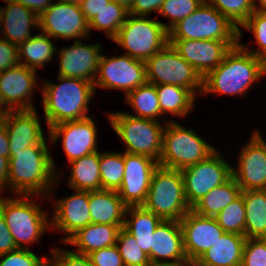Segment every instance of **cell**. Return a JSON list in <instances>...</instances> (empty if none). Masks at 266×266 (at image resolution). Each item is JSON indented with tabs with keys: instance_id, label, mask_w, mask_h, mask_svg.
<instances>
[{
	"instance_id": "cell-1",
	"label": "cell",
	"mask_w": 266,
	"mask_h": 266,
	"mask_svg": "<svg viewBox=\"0 0 266 266\" xmlns=\"http://www.w3.org/2000/svg\"><path fill=\"white\" fill-rule=\"evenodd\" d=\"M266 74V62L245 50L240 42L224 56L218 67L203 78V92L242 95Z\"/></svg>"
},
{
	"instance_id": "cell-2",
	"label": "cell",
	"mask_w": 266,
	"mask_h": 266,
	"mask_svg": "<svg viewBox=\"0 0 266 266\" xmlns=\"http://www.w3.org/2000/svg\"><path fill=\"white\" fill-rule=\"evenodd\" d=\"M48 151L46 144H37L10 153L8 186L15 195L42 196L51 191L56 174L55 163Z\"/></svg>"
},
{
	"instance_id": "cell-3",
	"label": "cell",
	"mask_w": 266,
	"mask_h": 266,
	"mask_svg": "<svg viewBox=\"0 0 266 266\" xmlns=\"http://www.w3.org/2000/svg\"><path fill=\"white\" fill-rule=\"evenodd\" d=\"M60 84L44 83L43 105L48 128L59 123L88 118V102L95 91L94 83L58 76Z\"/></svg>"
},
{
	"instance_id": "cell-4",
	"label": "cell",
	"mask_w": 266,
	"mask_h": 266,
	"mask_svg": "<svg viewBox=\"0 0 266 266\" xmlns=\"http://www.w3.org/2000/svg\"><path fill=\"white\" fill-rule=\"evenodd\" d=\"M142 206L163 220L180 221L191 210L185 197L181 171L158 166L152 174Z\"/></svg>"
},
{
	"instance_id": "cell-5",
	"label": "cell",
	"mask_w": 266,
	"mask_h": 266,
	"mask_svg": "<svg viewBox=\"0 0 266 266\" xmlns=\"http://www.w3.org/2000/svg\"><path fill=\"white\" fill-rule=\"evenodd\" d=\"M239 41V29L215 7L202 5L168 31V40Z\"/></svg>"
},
{
	"instance_id": "cell-6",
	"label": "cell",
	"mask_w": 266,
	"mask_h": 266,
	"mask_svg": "<svg viewBox=\"0 0 266 266\" xmlns=\"http://www.w3.org/2000/svg\"><path fill=\"white\" fill-rule=\"evenodd\" d=\"M216 150L197 136L174 121H169L163 132L162 152L159 166L182 170L207 159Z\"/></svg>"
},
{
	"instance_id": "cell-7",
	"label": "cell",
	"mask_w": 266,
	"mask_h": 266,
	"mask_svg": "<svg viewBox=\"0 0 266 266\" xmlns=\"http://www.w3.org/2000/svg\"><path fill=\"white\" fill-rule=\"evenodd\" d=\"M112 40L127 50L125 55L146 61L168 43V25L146 16L128 14Z\"/></svg>"
},
{
	"instance_id": "cell-8",
	"label": "cell",
	"mask_w": 266,
	"mask_h": 266,
	"mask_svg": "<svg viewBox=\"0 0 266 266\" xmlns=\"http://www.w3.org/2000/svg\"><path fill=\"white\" fill-rule=\"evenodd\" d=\"M108 115L114 131L127 145L125 152L144 155L159 162L165 129L159 121L121 112Z\"/></svg>"
},
{
	"instance_id": "cell-9",
	"label": "cell",
	"mask_w": 266,
	"mask_h": 266,
	"mask_svg": "<svg viewBox=\"0 0 266 266\" xmlns=\"http://www.w3.org/2000/svg\"><path fill=\"white\" fill-rule=\"evenodd\" d=\"M146 81L154 85H176L203 93V78L167 43L159 52L145 61Z\"/></svg>"
},
{
	"instance_id": "cell-10",
	"label": "cell",
	"mask_w": 266,
	"mask_h": 266,
	"mask_svg": "<svg viewBox=\"0 0 266 266\" xmlns=\"http://www.w3.org/2000/svg\"><path fill=\"white\" fill-rule=\"evenodd\" d=\"M30 195L22 198L3 199L0 196V211L10 230L17 248L24 249V243L36 242L41 234L50 227L45 212L38 205L29 201ZM28 199V200H27Z\"/></svg>"
},
{
	"instance_id": "cell-11",
	"label": "cell",
	"mask_w": 266,
	"mask_h": 266,
	"mask_svg": "<svg viewBox=\"0 0 266 266\" xmlns=\"http://www.w3.org/2000/svg\"><path fill=\"white\" fill-rule=\"evenodd\" d=\"M215 151L207 159L181 171L187 203L192 207L212 189L232 176V166Z\"/></svg>"
},
{
	"instance_id": "cell-12",
	"label": "cell",
	"mask_w": 266,
	"mask_h": 266,
	"mask_svg": "<svg viewBox=\"0 0 266 266\" xmlns=\"http://www.w3.org/2000/svg\"><path fill=\"white\" fill-rule=\"evenodd\" d=\"M97 79L94 86L106 89H122L125 95L144 85L146 81L145 61L129 55L106 58L101 55Z\"/></svg>"
},
{
	"instance_id": "cell-13",
	"label": "cell",
	"mask_w": 266,
	"mask_h": 266,
	"mask_svg": "<svg viewBox=\"0 0 266 266\" xmlns=\"http://www.w3.org/2000/svg\"><path fill=\"white\" fill-rule=\"evenodd\" d=\"M38 28L51 38H78L89 36V22L81 7L63 2L52 3L39 17Z\"/></svg>"
},
{
	"instance_id": "cell-14",
	"label": "cell",
	"mask_w": 266,
	"mask_h": 266,
	"mask_svg": "<svg viewBox=\"0 0 266 266\" xmlns=\"http://www.w3.org/2000/svg\"><path fill=\"white\" fill-rule=\"evenodd\" d=\"M124 165L123 181L117 192L127 207L142 206L148 195L152 174L159 164L150 157L125 152Z\"/></svg>"
},
{
	"instance_id": "cell-15",
	"label": "cell",
	"mask_w": 266,
	"mask_h": 266,
	"mask_svg": "<svg viewBox=\"0 0 266 266\" xmlns=\"http://www.w3.org/2000/svg\"><path fill=\"white\" fill-rule=\"evenodd\" d=\"M237 169L232 176L241 191L266 190V143L258 130L241 150Z\"/></svg>"
},
{
	"instance_id": "cell-16",
	"label": "cell",
	"mask_w": 266,
	"mask_h": 266,
	"mask_svg": "<svg viewBox=\"0 0 266 266\" xmlns=\"http://www.w3.org/2000/svg\"><path fill=\"white\" fill-rule=\"evenodd\" d=\"M184 251L189 263H195L225 231L214 217H206L189 210L180 220Z\"/></svg>"
},
{
	"instance_id": "cell-17",
	"label": "cell",
	"mask_w": 266,
	"mask_h": 266,
	"mask_svg": "<svg viewBox=\"0 0 266 266\" xmlns=\"http://www.w3.org/2000/svg\"><path fill=\"white\" fill-rule=\"evenodd\" d=\"M168 43L204 78L220 65L226 53L239 41L185 39L168 40Z\"/></svg>"
},
{
	"instance_id": "cell-18",
	"label": "cell",
	"mask_w": 266,
	"mask_h": 266,
	"mask_svg": "<svg viewBox=\"0 0 266 266\" xmlns=\"http://www.w3.org/2000/svg\"><path fill=\"white\" fill-rule=\"evenodd\" d=\"M49 134L53 143L62 137L63 149L69 163L98 151L96 125L91 117L59 123L49 129Z\"/></svg>"
},
{
	"instance_id": "cell-19",
	"label": "cell",
	"mask_w": 266,
	"mask_h": 266,
	"mask_svg": "<svg viewBox=\"0 0 266 266\" xmlns=\"http://www.w3.org/2000/svg\"><path fill=\"white\" fill-rule=\"evenodd\" d=\"M35 76V70L21 64L0 73L1 97L10 111L35 109L29 98L37 85Z\"/></svg>"
},
{
	"instance_id": "cell-20",
	"label": "cell",
	"mask_w": 266,
	"mask_h": 266,
	"mask_svg": "<svg viewBox=\"0 0 266 266\" xmlns=\"http://www.w3.org/2000/svg\"><path fill=\"white\" fill-rule=\"evenodd\" d=\"M100 45H83L76 40L73 46L60 50L59 76L94 82L101 58Z\"/></svg>"
},
{
	"instance_id": "cell-21",
	"label": "cell",
	"mask_w": 266,
	"mask_h": 266,
	"mask_svg": "<svg viewBox=\"0 0 266 266\" xmlns=\"http://www.w3.org/2000/svg\"><path fill=\"white\" fill-rule=\"evenodd\" d=\"M9 138V151H21L37 144H46L35 109L11 110L3 116Z\"/></svg>"
},
{
	"instance_id": "cell-22",
	"label": "cell",
	"mask_w": 266,
	"mask_h": 266,
	"mask_svg": "<svg viewBox=\"0 0 266 266\" xmlns=\"http://www.w3.org/2000/svg\"><path fill=\"white\" fill-rule=\"evenodd\" d=\"M164 258L173 260L164 261ZM149 259L152 263L190 264L184 251L180 221L163 220L158 225L152 235Z\"/></svg>"
},
{
	"instance_id": "cell-23",
	"label": "cell",
	"mask_w": 266,
	"mask_h": 266,
	"mask_svg": "<svg viewBox=\"0 0 266 266\" xmlns=\"http://www.w3.org/2000/svg\"><path fill=\"white\" fill-rule=\"evenodd\" d=\"M75 192L77 193L55 202L54 219L50 221L53 228L68 234L63 242L91 223L89 191L75 190Z\"/></svg>"
},
{
	"instance_id": "cell-24",
	"label": "cell",
	"mask_w": 266,
	"mask_h": 266,
	"mask_svg": "<svg viewBox=\"0 0 266 266\" xmlns=\"http://www.w3.org/2000/svg\"><path fill=\"white\" fill-rule=\"evenodd\" d=\"M7 2L6 8H0V33L3 25V36L8 42L17 47L31 38V27L38 28V16L29 8L13 0Z\"/></svg>"
},
{
	"instance_id": "cell-25",
	"label": "cell",
	"mask_w": 266,
	"mask_h": 266,
	"mask_svg": "<svg viewBox=\"0 0 266 266\" xmlns=\"http://www.w3.org/2000/svg\"><path fill=\"white\" fill-rule=\"evenodd\" d=\"M126 208L117 191H89L91 223L124 226Z\"/></svg>"
},
{
	"instance_id": "cell-26",
	"label": "cell",
	"mask_w": 266,
	"mask_h": 266,
	"mask_svg": "<svg viewBox=\"0 0 266 266\" xmlns=\"http://www.w3.org/2000/svg\"><path fill=\"white\" fill-rule=\"evenodd\" d=\"M244 235L225 232L197 261L199 266H241Z\"/></svg>"
},
{
	"instance_id": "cell-27",
	"label": "cell",
	"mask_w": 266,
	"mask_h": 266,
	"mask_svg": "<svg viewBox=\"0 0 266 266\" xmlns=\"http://www.w3.org/2000/svg\"><path fill=\"white\" fill-rule=\"evenodd\" d=\"M121 228L123 226L90 223L79 229L65 243L76 246L75 253L88 255L94 250L115 245Z\"/></svg>"
},
{
	"instance_id": "cell-28",
	"label": "cell",
	"mask_w": 266,
	"mask_h": 266,
	"mask_svg": "<svg viewBox=\"0 0 266 266\" xmlns=\"http://www.w3.org/2000/svg\"><path fill=\"white\" fill-rule=\"evenodd\" d=\"M128 213L132 218L128 220L125 217L123 228L136 239L139 247L149 257L153 232L163 219L143 206H129L126 208L125 216Z\"/></svg>"
},
{
	"instance_id": "cell-29",
	"label": "cell",
	"mask_w": 266,
	"mask_h": 266,
	"mask_svg": "<svg viewBox=\"0 0 266 266\" xmlns=\"http://www.w3.org/2000/svg\"><path fill=\"white\" fill-rule=\"evenodd\" d=\"M100 152L83 156L75 161L70 162L72 165L68 184L70 188L82 191L101 190L100 176Z\"/></svg>"
},
{
	"instance_id": "cell-30",
	"label": "cell",
	"mask_w": 266,
	"mask_h": 266,
	"mask_svg": "<svg viewBox=\"0 0 266 266\" xmlns=\"http://www.w3.org/2000/svg\"><path fill=\"white\" fill-rule=\"evenodd\" d=\"M240 195L241 188L238 186L234 177L231 176L225 183L215 187L203 196L191 207V210L199 215L215 218Z\"/></svg>"
},
{
	"instance_id": "cell-31",
	"label": "cell",
	"mask_w": 266,
	"mask_h": 266,
	"mask_svg": "<svg viewBox=\"0 0 266 266\" xmlns=\"http://www.w3.org/2000/svg\"><path fill=\"white\" fill-rule=\"evenodd\" d=\"M245 204V237L266 238V190L241 191Z\"/></svg>"
},
{
	"instance_id": "cell-32",
	"label": "cell",
	"mask_w": 266,
	"mask_h": 266,
	"mask_svg": "<svg viewBox=\"0 0 266 266\" xmlns=\"http://www.w3.org/2000/svg\"><path fill=\"white\" fill-rule=\"evenodd\" d=\"M50 38L46 34L39 33L32 35L31 38L20 44L18 46L19 64L35 71L37 67L42 68L44 63L51 60L57 51ZM22 56L25 59L24 62H21Z\"/></svg>"
},
{
	"instance_id": "cell-33",
	"label": "cell",
	"mask_w": 266,
	"mask_h": 266,
	"mask_svg": "<svg viewBox=\"0 0 266 266\" xmlns=\"http://www.w3.org/2000/svg\"><path fill=\"white\" fill-rule=\"evenodd\" d=\"M156 90L162 114L185 116L195 101V95L181 86L161 84L156 85Z\"/></svg>"
},
{
	"instance_id": "cell-34",
	"label": "cell",
	"mask_w": 266,
	"mask_h": 266,
	"mask_svg": "<svg viewBox=\"0 0 266 266\" xmlns=\"http://www.w3.org/2000/svg\"><path fill=\"white\" fill-rule=\"evenodd\" d=\"M125 99L136 111L132 116L157 121V117L163 115L154 84L146 82L127 93Z\"/></svg>"
},
{
	"instance_id": "cell-35",
	"label": "cell",
	"mask_w": 266,
	"mask_h": 266,
	"mask_svg": "<svg viewBox=\"0 0 266 266\" xmlns=\"http://www.w3.org/2000/svg\"><path fill=\"white\" fill-rule=\"evenodd\" d=\"M99 166L101 190L118 191L125 172L124 153H101Z\"/></svg>"
},
{
	"instance_id": "cell-36",
	"label": "cell",
	"mask_w": 266,
	"mask_h": 266,
	"mask_svg": "<svg viewBox=\"0 0 266 266\" xmlns=\"http://www.w3.org/2000/svg\"><path fill=\"white\" fill-rule=\"evenodd\" d=\"M128 10L112 1L89 21V32L91 28L104 30L110 39H113L121 26L125 23Z\"/></svg>"
},
{
	"instance_id": "cell-37",
	"label": "cell",
	"mask_w": 266,
	"mask_h": 266,
	"mask_svg": "<svg viewBox=\"0 0 266 266\" xmlns=\"http://www.w3.org/2000/svg\"><path fill=\"white\" fill-rule=\"evenodd\" d=\"M212 7H215L224 15L233 25L239 29V41L242 26L253 14L257 7L255 0H205Z\"/></svg>"
},
{
	"instance_id": "cell-38",
	"label": "cell",
	"mask_w": 266,
	"mask_h": 266,
	"mask_svg": "<svg viewBox=\"0 0 266 266\" xmlns=\"http://www.w3.org/2000/svg\"><path fill=\"white\" fill-rule=\"evenodd\" d=\"M215 219L225 232L245 236L246 211L242 194L225 207Z\"/></svg>"
},
{
	"instance_id": "cell-39",
	"label": "cell",
	"mask_w": 266,
	"mask_h": 266,
	"mask_svg": "<svg viewBox=\"0 0 266 266\" xmlns=\"http://www.w3.org/2000/svg\"><path fill=\"white\" fill-rule=\"evenodd\" d=\"M116 245L124 266H147L151 263L148 255L139 247L136 239L124 228L119 230Z\"/></svg>"
},
{
	"instance_id": "cell-40",
	"label": "cell",
	"mask_w": 266,
	"mask_h": 266,
	"mask_svg": "<svg viewBox=\"0 0 266 266\" xmlns=\"http://www.w3.org/2000/svg\"><path fill=\"white\" fill-rule=\"evenodd\" d=\"M205 0H165L159 14L170 18L168 31L179 21L199 8Z\"/></svg>"
},
{
	"instance_id": "cell-41",
	"label": "cell",
	"mask_w": 266,
	"mask_h": 266,
	"mask_svg": "<svg viewBox=\"0 0 266 266\" xmlns=\"http://www.w3.org/2000/svg\"><path fill=\"white\" fill-rule=\"evenodd\" d=\"M242 27L253 32L256 43L262 49L248 50V47L246 48L243 44L240 45L248 52H251L253 55L266 62V14L254 11Z\"/></svg>"
},
{
	"instance_id": "cell-42",
	"label": "cell",
	"mask_w": 266,
	"mask_h": 266,
	"mask_svg": "<svg viewBox=\"0 0 266 266\" xmlns=\"http://www.w3.org/2000/svg\"><path fill=\"white\" fill-rule=\"evenodd\" d=\"M241 266H266V238H246Z\"/></svg>"
},
{
	"instance_id": "cell-43",
	"label": "cell",
	"mask_w": 266,
	"mask_h": 266,
	"mask_svg": "<svg viewBox=\"0 0 266 266\" xmlns=\"http://www.w3.org/2000/svg\"><path fill=\"white\" fill-rule=\"evenodd\" d=\"M0 266H46L49 259H40L28 248L16 249L0 256Z\"/></svg>"
},
{
	"instance_id": "cell-44",
	"label": "cell",
	"mask_w": 266,
	"mask_h": 266,
	"mask_svg": "<svg viewBox=\"0 0 266 266\" xmlns=\"http://www.w3.org/2000/svg\"><path fill=\"white\" fill-rule=\"evenodd\" d=\"M93 266H124L117 245L98 249L88 254Z\"/></svg>"
},
{
	"instance_id": "cell-45",
	"label": "cell",
	"mask_w": 266,
	"mask_h": 266,
	"mask_svg": "<svg viewBox=\"0 0 266 266\" xmlns=\"http://www.w3.org/2000/svg\"><path fill=\"white\" fill-rule=\"evenodd\" d=\"M53 259H49L52 266H93L88 255L53 249Z\"/></svg>"
},
{
	"instance_id": "cell-46",
	"label": "cell",
	"mask_w": 266,
	"mask_h": 266,
	"mask_svg": "<svg viewBox=\"0 0 266 266\" xmlns=\"http://www.w3.org/2000/svg\"><path fill=\"white\" fill-rule=\"evenodd\" d=\"M18 64V47L5 39H0V73Z\"/></svg>"
},
{
	"instance_id": "cell-47",
	"label": "cell",
	"mask_w": 266,
	"mask_h": 266,
	"mask_svg": "<svg viewBox=\"0 0 266 266\" xmlns=\"http://www.w3.org/2000/svg\"><path fill=\"white\" fill-rule=\"evenodd\" d=\"M164 2L165 0H133L128 13L135 16H148L153 10L159 12Z\"/></svg>"
},
{
	"instance_id": "cell-48",
	"label": "cell",
	"mask_w": 266,
	"mask_h": 266,
	"mask_svg": "<svg viewBox=\"0 0 266 266\" xmlns=\"http://www.w3.org/2000/svg\"><path fill=\"white\" fill-rule=\"evenodd\" d=\"M18 249L6 224V220L0 211V256Z\"/></svg>"
},
{
	"instance_id": "cell-49",
	"label": "cell",
	"mask_w": 266,
	"mask_h": 266,
	"mask_svg": "<svg viewBox=\"0 0 266 266\" xmlns=\"http://www.w3.org/2000/svg\"><path fill=\"white\" fill-rule=\"evenodd\" d=\"M111 0H82L81 2V10L86 20L89 22L93 19L96 15L102 11Z\"/></svg>"
},
{
	"instance_id": "cell-50",
	"label": "cell",
	"mask_w": 266,
	"mask_h": 266,
	"mask_svg": "<svg viewBox=\"0 0 266 266\" xmlns=\"http://www.w3.org/2000/svg\"><path fill=\"white\" fill-rule=\"evenodd\" d=\"M23 6L29 8L38 17L46 11L51 5L53 0H13Z\"/></svg>"
},
{
	"instance_id": "cell-51",
	"label": "cell",
	"mask_w": 266,
	"mask_h": 266,
	"mask_svg": "<svg viewBox=\"0 0 266 266\" xmlns=\"http://www.w3.org/2000/svg\"><path fill=\"white\" fill-rule=\"evenodd\" d=\"M0 156L10 158L9 138L3 117L0 118Z\"/></svg>"
},
{
	"instance_id": "cell-52",
	"label": "cell",
	"mask_w": 266,
	"mask_h": 266,
	"mask_svg": "<svg viewBox=\"0 0 266 266\" xmlns=\"http://www.w3.org/2000/svg\"><path fill=\"white\" fill-rule=\"evenodd\" d=\"M9 165V158L0 156V192L6 185L8 187Z\"/></svg>"
},
{
	"instance_id": "cell-53",
	"label": "cell",
	"mask_w": 266,
	"mask_h": 266,
	"mask_svg": "<svg viewBox=\"0 0 266 266\" xmlns=\"http://www.w3.org/2000/svg\"><path fill=\"white\" fill-rule=\"evenodd\" d=\"M115 1L118 5L123 6L126 10H130L133 4V0H112Z\"/></svg>"
},
{
	"instance_id": "cell-54",
	"label": "cell",
	"mask_w": 266,
	"mask_h": 266,
	"mask_svg": "<svg viewBox=\"0 0 266 266\" xmlns=\"http://www.w3.org/2000/svg\"><path fill=\"white\" fill-rule=\"evenodd\" d=\"M147 266H190V264L150 263Z\"/></svg>"
},
{
	"instance_id": "cell-55",
	"label": "cell",
	"mask_w": 266,
	"mask_h": 266,
	"mask_svg": "<svg viewBox=\"0 0 266 266\" xmlns=\"http://www.w3.org/2000/svg\"><path fill=\"white\" fill-rule=\"evenodd\" d=\"M2 106H5V105H4V102H3V99H2L1 93H0V118L3 117L8 111H10L9 108H7V107H5V108L3 107V109H2Z\"/></svg>"
},
{
	"instance_id": "cell-56",
	"label": "cell",
	"mask_w": 266,
	"mask_h": 266,
	"mask_svg": "<svg viewBox=\"0 0 266 266\" xmlns=\"http://www.w3.org/2000/svg\"><path fill=\"white\" fill-rule=\"evenodd\" d=\"M258 1L260 3V7L259 8L256 7L255 11L266 14V0H258Z\"/></svg>"
},
{
	"instance_id": "cell-57",
	"label": "cell",
	"mask_w": 266,
	"mask_h": 266,
	"mask_svg": "<svg viewBox=\"0 0 266 266\" xmlns=\"http://www.w3.org/2000/svg\"><path fill=\"white\" fill-rule=\"evenodd\" d=\"M59 2L68 3V4H75L81 5L82 0H59Z\"/></svg>"
},
{
	"instance_id": "cell-58",
	"label": "cell",
	"mask_w": 266,
	"mask_h": 266,
	"mask_svg": "<svg viewBox=\"0 0 266 266\" xmlns=\"http://www.w3.org/2000/svg\"><path fill=\"white\" fill-rule=\"evenodd\" d=\"M190 266H199V265L195 262V263H191Z\"/></svg>"
}]
</instances>
